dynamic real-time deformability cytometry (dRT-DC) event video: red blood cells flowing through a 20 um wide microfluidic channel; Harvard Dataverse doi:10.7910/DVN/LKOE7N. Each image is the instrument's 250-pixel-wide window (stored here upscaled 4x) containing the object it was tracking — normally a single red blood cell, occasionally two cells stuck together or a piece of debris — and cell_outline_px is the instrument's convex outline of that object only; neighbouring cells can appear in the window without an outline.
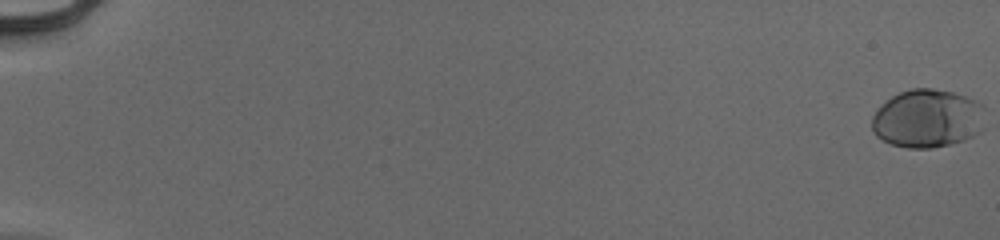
{"species": "human", "species_latin": "Homo sapiens", "temperature_condition": "cold", "stored_images_in_passage": 56, "camera_frame_rate_fps": 3000, "um_per_image_px": 0.085, "donor": {"sex": "male"}, "frame": {"image": 1, "passage_image": 1, "time_ms": 0.0, "image_size_px": [1000, 240], "cell_outline_px": [[984, 128], [980, 132], [964, 140], [932, 148], [908, 148], [892, 144], [876, 136], [872, 132], [872, 116], [876, 108], [880, 104], [892, 96], [900, 92], [912, 88], [932, 88], [952, 92], [968, 96], [984, 104]], "centroid_in_image_um": [78.85, 10.06], "position_along_channel_um": 6.2, "area_um2": 39.02}}
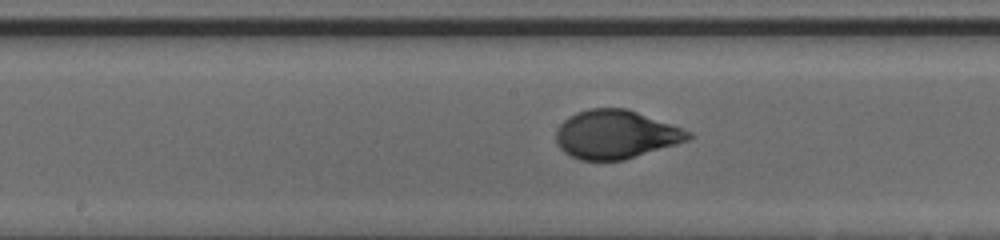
{"frame": {"image": 2, "passage_image": 32, "time_ms": 10.333, "image_size_px": [1000, 240], "cell_outline_px": [[696, 136], [688, 140], [676, 144], [624, 160], [580, 160], [564, 152], [556, 144], [556, 132], [560, 124], [568, 116], [576, 112], [588, 108], [628, 108], [692, 132]], "centroid_in_image_um": [52.33, 11.42], "position_along_channel_um": 195.9, "area_um2": 37.51}}
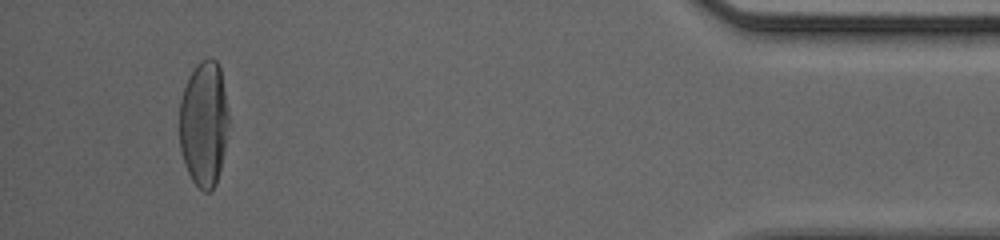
{"frame": {"image": 3, "passage_image": 53, "time_ms": 17.333, "image_size_px": [1000, 240], "cell_outline_px": [[228, 120], [224, 148], [220, 168], [216, 184], [208, 192], [204, 192], [192, 180], [188, 172], [180, 148], [180, 100], [188, 76], [196, 64], [200, 60], [208, 56], [212, 56], [216, 60], [220, 68], [228, 108]], "centroid_in_image_um": [17.32, 10.45], "position_along_channel_um": 417.9, "area_um2": 35.89}, "authors_computed_cell_mechanics": {"area_um2": 36.7319, "velocity_mm_per_s": 3.9728, "shape_relaxation_time_tau1_ms": 3.4123, "shape_relaxation_time_tau2_ms": null, "deformation_change_tau1": 0.1829, "deformation_change_tau2": null}}